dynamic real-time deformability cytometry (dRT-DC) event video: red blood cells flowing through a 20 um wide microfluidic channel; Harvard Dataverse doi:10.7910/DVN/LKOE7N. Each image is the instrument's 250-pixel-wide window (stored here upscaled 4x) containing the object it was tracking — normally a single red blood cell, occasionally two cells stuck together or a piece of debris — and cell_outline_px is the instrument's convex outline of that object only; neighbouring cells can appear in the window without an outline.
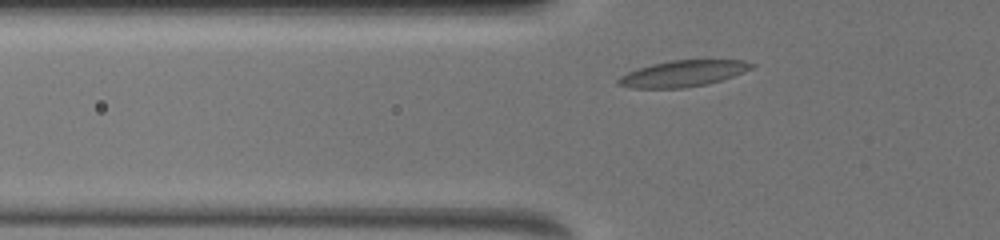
{"species": "common noctule bat (a hibernating species)", "species_latin": "Nyctalus noctula", "temperature_condition": "warm", "stored_images_in_passage": 18, "camera_frame_rate_fps": 3000, "um_per_image_px": 0.085, "animal": {"sex": "female", "body_mass_g": 19.5, "forearm_length_mm": 54.1}, "frame": {"image": 1, "passage_image": 3, "time_ms": 1.333, "image_size_px": [1000, 240], "cell_outline_px": [[756, 64], [752, 68], [744, 72], [708, 84], [684, 88], [632, 88], [620, 84], [616, 80], [620, 76], [628, 72], [652, 64], [672, 60], [744, 60]], "centroid_in_image_um": [58.08, 6.25], "position_along_channel_um": 67.7, "area_um2": 20.17}}
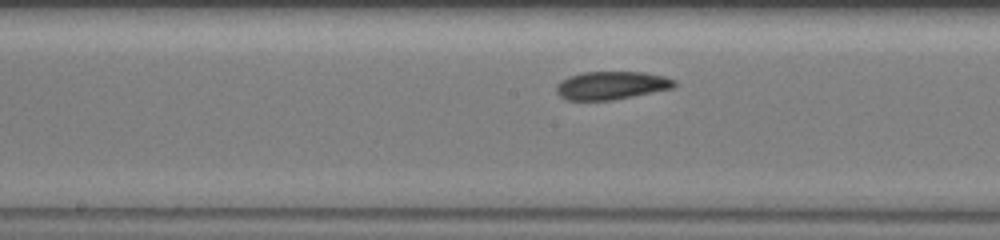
{"frame": {"image": 2, "passage_image": 9, "time_ms": 4.667, "image_size_px": [1000, 240], "cell_outline_px": [[676, 84], [672, 88], [612, 100], [568, 100], [560, 96], [556, 92], [556, 84], [568, 76], [584, 72], [644, 72], [664, 76], [676, 80]], "centroid_in_image_um": [51.95, 7.25], "position_along_channel_um": 196.3, "area_um2": 19.25}}
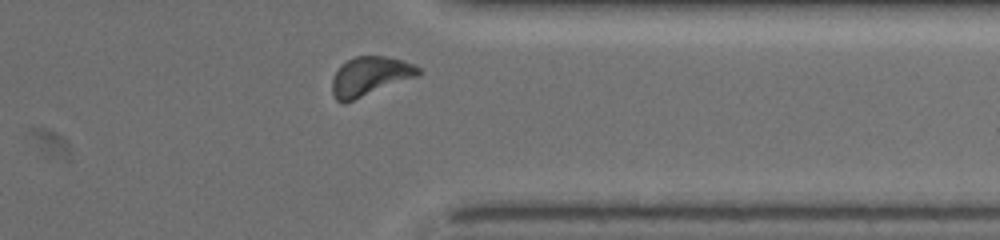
{"frame": {"image": 3, "passage_image": 16, "time_ms": 9.333, "image_size_px": [1000, 240], "cell_outline_px": [[420, 76], [344, 104], [336, 100], [332, 92], [332, 80], [340, 64], [356, 56], [384, 56], [400, 60], [412, 64], [420, 68]], "centroid_in_image_um": [31.44, 6.5], "position_along_channel_um": 380.0, "area_um2": 19.77}, "authors_computed_cell_mechanics": {"area_um2": 19.1029, "velocity_mm_per_s": 3.9778, "shape_relaxation_time_tau1_ms": 2.6346, "shape_relaxation_time_tau2_ms": 2.2574, "deformation_change_tau1": 0.1016, "deformation_change_tau2": 0.0642}}